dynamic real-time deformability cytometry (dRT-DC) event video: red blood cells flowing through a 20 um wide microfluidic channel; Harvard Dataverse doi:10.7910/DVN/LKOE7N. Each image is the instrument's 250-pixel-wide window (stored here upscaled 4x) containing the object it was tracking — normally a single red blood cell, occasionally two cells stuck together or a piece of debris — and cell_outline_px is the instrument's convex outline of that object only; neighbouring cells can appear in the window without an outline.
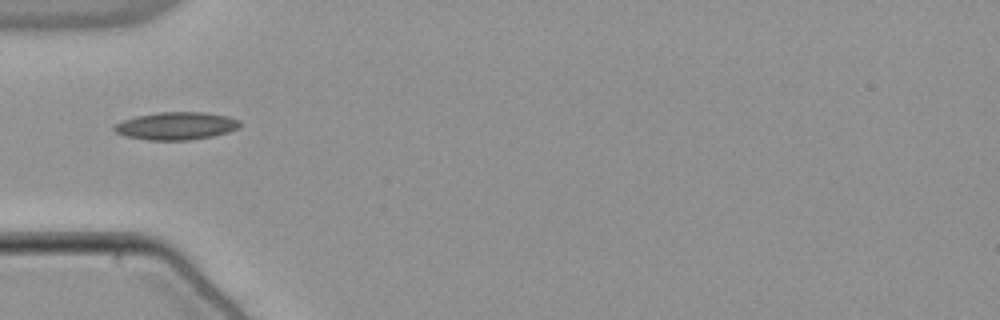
{"species": "common noctule bat (a hibernating species)", "species_latin": "Nyctalus noctula", "temperature_condition": "warm", "stored_images_in_passage": 3, "camera_frame_rate_fps": 3000, "um_per_image_px": 0.085, "animal": {"sex": "male", "body_mass_g": 21.5, "forearm_length_mm": 52.0}, "frame": {"image": 1, "passage_image": 1, "time_ms": 0.0, "image_size_px": [1000, 320], "cell_outline_px": [[240, 124], [236, 128], [228, 132], [212, 136], [188, 140], [148, 140], [128, 136], [116, 132], [112, 128], [120, 120], [136, 116], [156, 112], [204, 112], [228, 116], [240, 120]], "centroid_in_image_um": [14.96, 10.69], "position_along_channel_um": 70.0, "area_um2": 20.23}}